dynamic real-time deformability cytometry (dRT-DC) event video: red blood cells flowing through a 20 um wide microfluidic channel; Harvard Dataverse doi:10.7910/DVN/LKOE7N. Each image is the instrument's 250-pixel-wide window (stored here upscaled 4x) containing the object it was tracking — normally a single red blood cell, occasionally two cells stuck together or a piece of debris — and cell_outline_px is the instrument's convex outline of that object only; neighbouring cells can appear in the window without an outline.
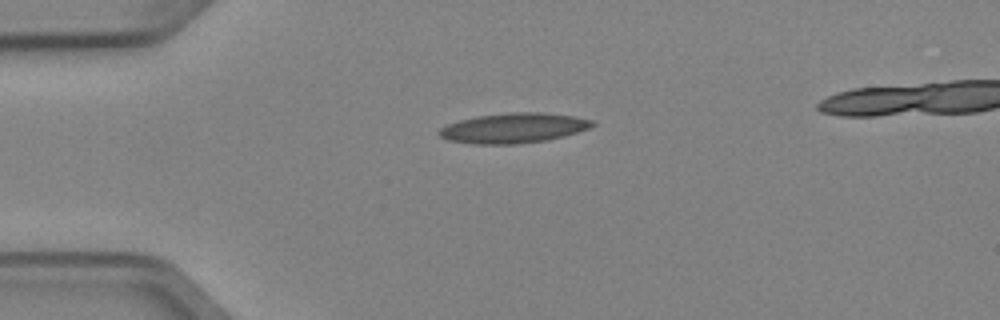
{"species": "Egyptian fruit bat (a non-hibernating species)", "species_latin": "Rousettus aegyptiacus", "temperature_condition": "cold", "stored_images_in_passage": 3, "camera_frame_rate_fps": 3000, "um_per_image_px": 0.085, "animal": {"sex": "female"}, "frame": {"image": 1, "passage_image": 1, "time_ms": 0.0, "image_size_px": [1000, 320], "cell_outline_px": [[596, 124], [588, 128], [564, 136], [548, 140], [512, 144], [476, 144], [448, 140], [440, 136], [436, 132], [440, 128], [448, 124], [460, 120], [476, 116], [512, 112], [544, 112], [576, 116], [592, 120]], "centroid_in_image_um": [43.65, 10.87], "position_along_channel_um": 41.3, "area_um2": 26.76}}